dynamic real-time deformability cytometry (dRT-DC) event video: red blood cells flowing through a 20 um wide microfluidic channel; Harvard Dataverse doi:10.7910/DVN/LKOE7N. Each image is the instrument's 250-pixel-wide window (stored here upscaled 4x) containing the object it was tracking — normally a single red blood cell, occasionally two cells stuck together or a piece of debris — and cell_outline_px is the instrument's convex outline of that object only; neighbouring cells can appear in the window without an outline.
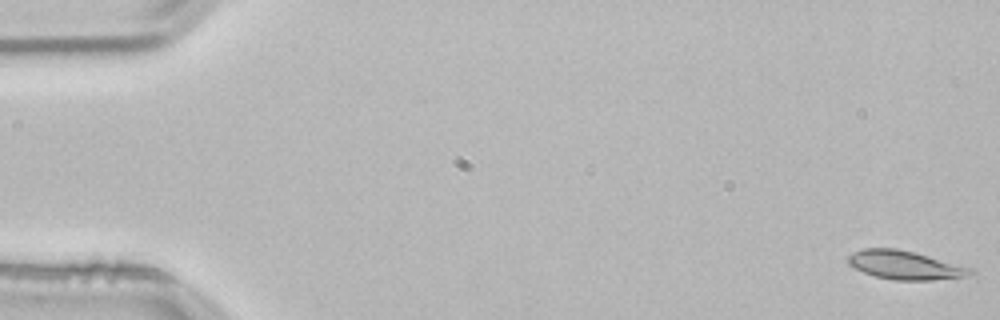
{"species": "common noctule bat (a hibernating species)", "species_latin": "Nyctalus noctula", "temperature_condition": "room temperature", "stored_images_in_passage": 53, "camera_frame_rate_fps": 3000, "um_per_image_px": 0.085, "animal": {"sex": "male", "body_mass_g": 21.5, "forearm_length_mm": 52.0}, "frame": {"image": 1, "passage_image": 1, "time_ms": 0.0, "image_size_px": [1000, 320], "cell_outline_px": [[976, 272], [960, 276], [932, 280], [896, 280], [876, 276], [864, 272], [848, 264], [848, 256], [852, 252], [864, 248], [896, 248], [916, 252], [972, 268]], "centroid_in_image_um": [76.89, 22.51], "position_along_channel_um": 8.1, "area_um2": 20.17}}
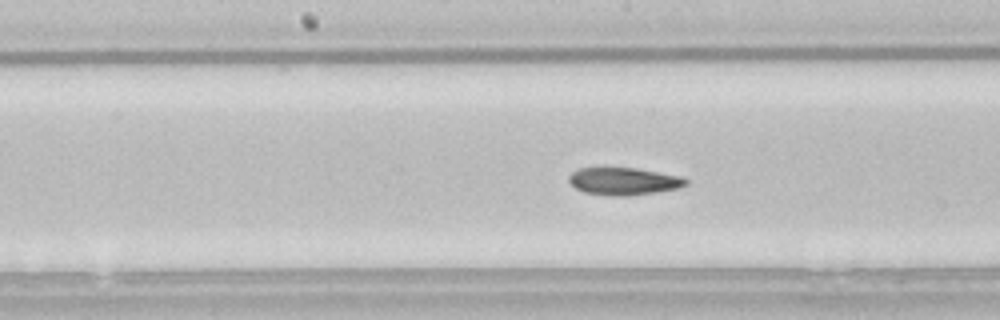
{"frame": {"image": 2, "passage_image": 27, "time_ms": 8.667, "image_size_px": [1000, 320], "cell_outline_px": [[688, 184], [676, 188], [656, 192], [628, 196], [612, 196], [584, 192], [576, 188], [568, 180], [568, 176], [572, 172], [580, 168], [636, 168], [680, 176], [688, 180]], "centroid_in_image_um": [53.0, 15.41], "position_along_channel_um": 195.2, "area_um2": 18.55}}
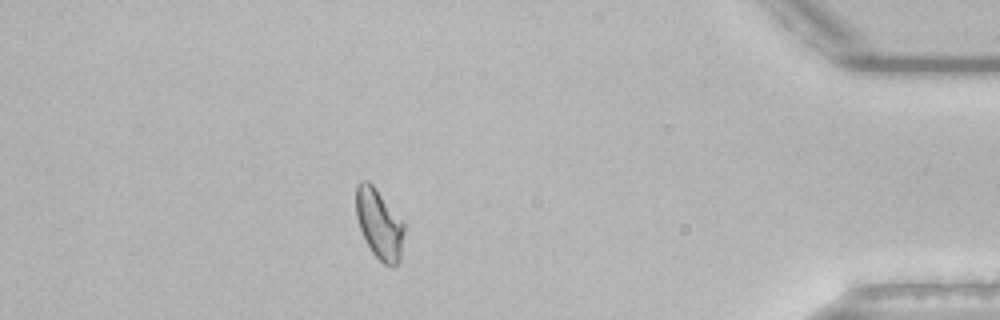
{"frame": {"image": 3, "passage_image": 47, "time_ms": 15.333, "image_size_px": [1000, 320], "cell_outline_px": [[404, 228], [400, 260], [392, 268], [384, 264], [372, 252], [360, 228], [356, 216], [356, 184], [360, 180], [368, 180], [376, 188], [404, 224]], "centroid_in_image_um": [32.22, 19.03], "position_along_channel_um": 403.0, "area_um2": 19.31}, "authors_computed_cell_mechanics": {"area_um2": 19.4208, "velocity_mm_per_s": 3.804, "shape_relaxation_time_tau1_ms": 9.2847, "shape_relaxation_time_tau2_ms": 3.2539, "deformation_change_tau1": 0.192, "deformation_change_tau2": 0.0756}}